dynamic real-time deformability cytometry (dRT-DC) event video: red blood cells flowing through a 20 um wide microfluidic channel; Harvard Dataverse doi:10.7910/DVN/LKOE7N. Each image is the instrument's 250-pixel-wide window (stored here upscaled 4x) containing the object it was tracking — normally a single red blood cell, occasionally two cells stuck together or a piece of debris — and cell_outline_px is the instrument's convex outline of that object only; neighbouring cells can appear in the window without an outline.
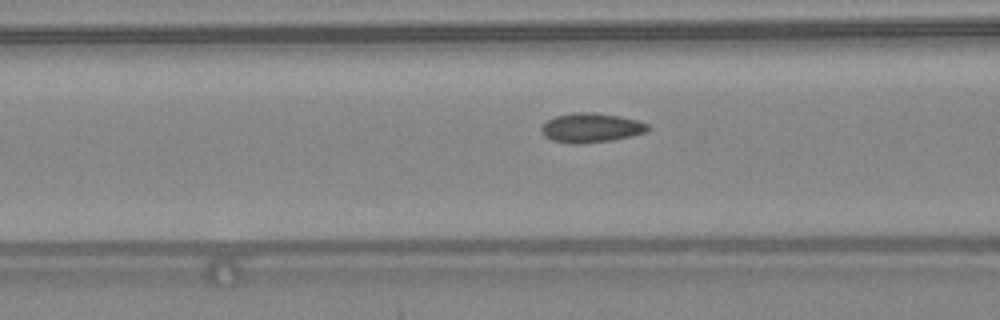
{"species": "common noctule bat (a hibernating species)", "species_latin": "Nyctalus noctula", "temperature_condition": "warm", "stored_images_in_passage": 30, "segment_of_instrument_passage": [1, 2], "camera_frame_rate_fps": 3000, "um_per_image_px": 0.085, "animal": {"sex": "female", "body_mass_g": 24.6, "forearm_length_mm": 56.2}, "frame": {"image": 1, "passage_image": 6, "time_ms": 1.667, "image_size_px": [1000, 320], "cell_outline_px": [[648, 128], [644, 132], [632, 136], [612, 140], [580, 144], [572, 144], [552, 140], [544, 136], [540, 128], [548, 120], [556, 116], [572, 112], [588, 112], [620, 116], [636, 120], [648, 124]], "centroid_in_image_um": [50.21, 10.86], "position_along_channel_um": 116.4, "area_um2": 18.09}}
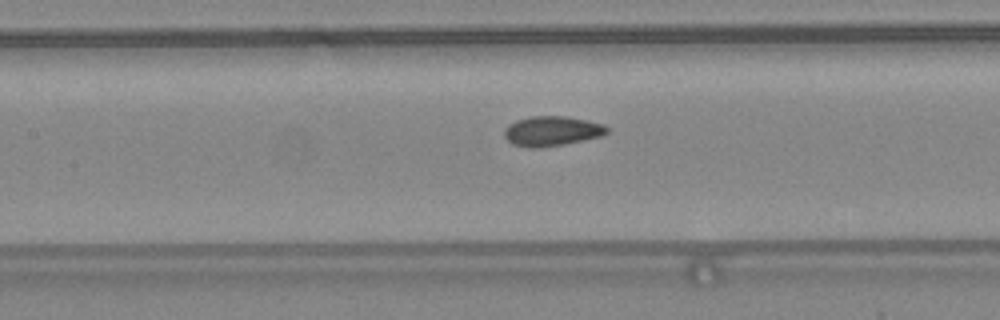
{"frame": {"image": 2, "passage_image": 9, "time_ms": 2.667, "image_size_px": [1000, 320], "cell_outline_px": [[608, 132], [600, 136], [564, 144], [540, 148], [528, 148], [512, 144], [504, 136], [504, 128], [508, 124], [516, 120], [532, 116], [568, 116], [604, 124], [608, 128]], "centroid_in_image_um": [46.87, 11.14], "position_along_channel_um": 160.5, "area_um2": 17.92}}
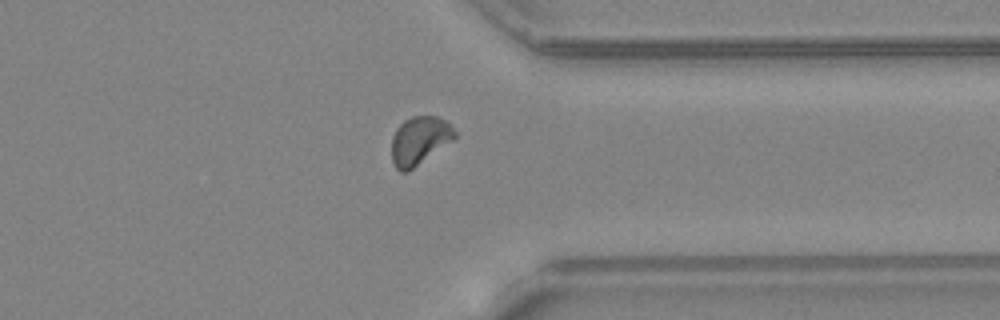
{"frame": {"image": 3, "passage_image": 24, "time_ms": 7.667, "image_size_px": [1000, 320], "cell_outline_px": [[456, 136], [452, 140], [408, 172], [400, 172], [396, 168], [392, 160], [392, 136], [396, 128], [404, 120], [412, 116], [436, 116], [444, 120], [456, 132]], "centroid_in_image_um": [35.62, 11.95], "position_along_channel_um": 375.8, "area_um2": 17.51}}